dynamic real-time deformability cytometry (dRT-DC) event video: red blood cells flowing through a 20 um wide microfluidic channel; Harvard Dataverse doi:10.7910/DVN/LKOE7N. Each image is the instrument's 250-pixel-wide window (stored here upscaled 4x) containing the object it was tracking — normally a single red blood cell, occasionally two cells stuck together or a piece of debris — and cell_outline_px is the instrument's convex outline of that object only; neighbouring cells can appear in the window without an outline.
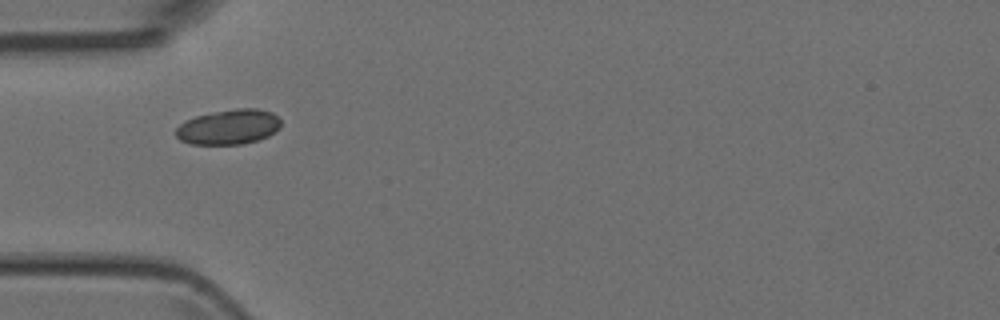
{"species": "Egyptian fruit bat (a non-hibernating species)", "species_latin": "Rousettus aegyptiacus", "temperature_condition": "room temperature", "stored_images_in_passage": 31, "camera_frame_rate_fps": 3000, "um_per_image_px": 0.085, "animal": {"sex": "female"}, "frame": {"image": 1, "passage_image": 1, "time_ms": 0.0, "image_size_px": [1000, 320], "cell_outline_px": [[280, 128], [268, 136], [244, 144], [192, 144], [180, 140], [176, 136], [176, 128], [180, 124], [196, 116], [212, 112], [236, 108], [256, 108], [272, 112], [280, 120]], "centroid_in_image_um": [19.45, 10.79], "position_along_channel_um": 65.6, "area_um2": 21.33}}
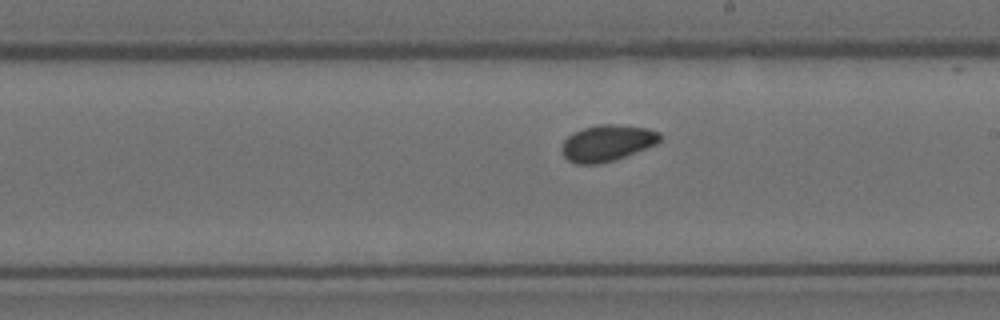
{"frame": {"image": 2, "passage_image": 14, "time_ms": 4.333, "image_size_px": [1000, 320], "cell_outline_px": [[664, 136], [656, 144], [624, 156], [612, 160], [596, 164], [576, 164], [568, 160], [564, 156], [560, 148], [564, 140], [568, 136], [584, 128], [600, 124], [612, 124], [648, 128], [660, 132]], "centroid_in_image_um": [51.61, 12.15], "position_along_channel_um": 237.4, "area_um2": 20.58}}
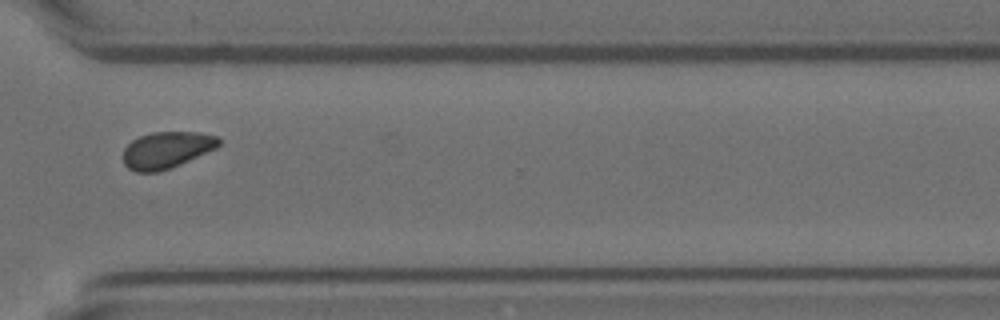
{"frame": {"image": 3, "passage_image": 23, "time_ms": 7.333, "image_size_px": [1000, 320], "cell_outline_px": [[220, 144], [216, 148], [180, 164], [160, 172], [136, 172], [128, 168], [124, 164], [124, 148], [132, 140], [140, 136], [152, 132], [200, 132], [220, 136]], "centroid_in_image_um": [14.18, 12.74], "position_along_channel_um": 356.4, "area_um2": 20.46}}